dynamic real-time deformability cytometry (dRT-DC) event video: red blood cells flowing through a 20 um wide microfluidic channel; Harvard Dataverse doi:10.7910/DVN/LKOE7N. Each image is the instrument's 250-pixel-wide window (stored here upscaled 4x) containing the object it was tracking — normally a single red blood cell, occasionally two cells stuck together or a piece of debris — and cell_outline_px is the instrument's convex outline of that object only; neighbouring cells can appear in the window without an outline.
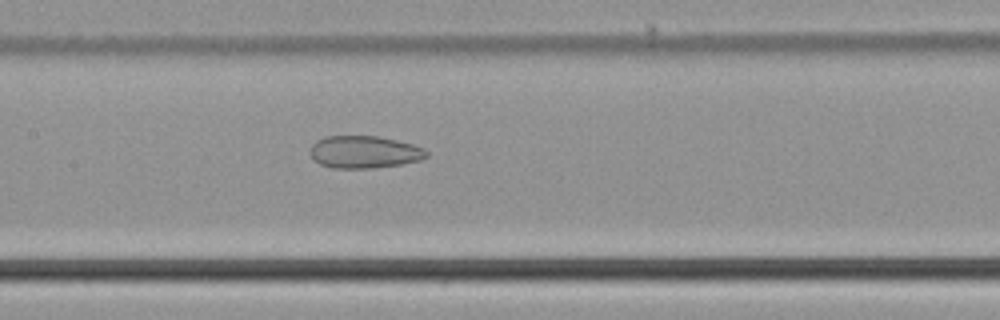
{"species": "common noctule bat (a hibernating species)", "species_latin": "Nyctalus noctula", "temperature_condition": "cold", "stored_images_in_passage": 55, "camera_frame_rate_fps": 3000, "um_per_image_px": 0.085, "animal": {"sex": "male", "body_mass_g": 21.5, "forearm_length_mm": 52.0}, "frame": {"image": 1, "passage_image": 27, "time_ms": 8.667, "image_size_px": [1000, 320], "cell_outline_px": [[428, 156], [420, 160], [400, 164], [372, 168], [332, 168], [320, 164], [312, 160], [308, 152], [312, 144], [316, 140], [324, 136], [380, 136], [412, 144], [424, 148], [428, 152]], "centroid_in_image_um": [30.91, 12.92], "position_along_channel_um": 176.5, "area_um2": 22.2}}
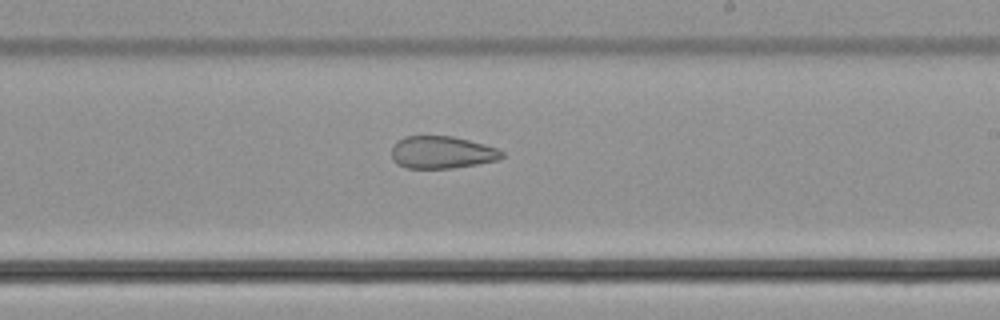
{"frame": {"image": 2, "passage_image": 33, "time_ms": 10.667, "image_size_px": [1000, 320], "cell_outline_px": [[504, 156], [500, 160], [452, 168], [404, 168], [392, 160], [392, 148], [404, 136], [452, 136], [484, 144], [496, 148], [504, 152]], "centroid_in_image_um": [37.58, 12.96], "position_along_channel_um": 251.4, "area_um2": 20.75}}
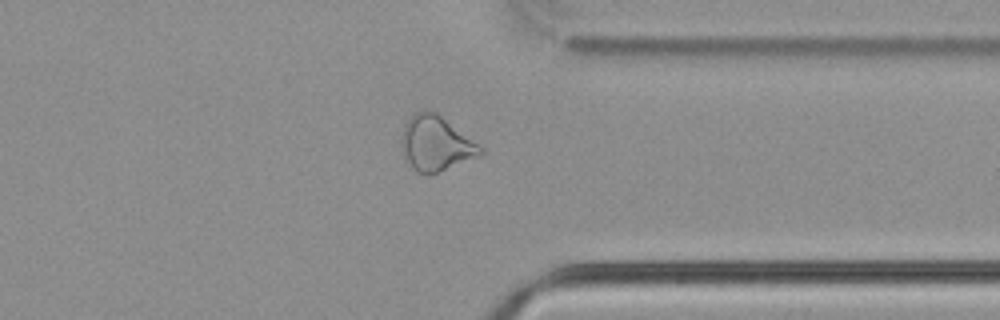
{"frame": {"image": 3, "passage_image": 43, "time_ms": 14.0, "image_size_px": [1000, 320], "cell_outline_px": [[484, 152], [476, 156], [436, 172], [416, 172], [412, 168], [404, 152], [404, 124], [416, 112], [436, 112], [484, 148]], "centroid_in_image_um": [37.08, 12.17], "position_along_channel_um": 374.3, "area_um2": 23.81}, "authors_computed_cell_mechanics": {"area_um2": 27.744, "velocity_mm_per_s": 3.7633, "shape_relaxation_time_tau1_ms": null, "shape_relaxation_time_tau2_ms": 3.4807, "deformation_change_tau1": null, "deformation_change_tau2": 0.1045}}